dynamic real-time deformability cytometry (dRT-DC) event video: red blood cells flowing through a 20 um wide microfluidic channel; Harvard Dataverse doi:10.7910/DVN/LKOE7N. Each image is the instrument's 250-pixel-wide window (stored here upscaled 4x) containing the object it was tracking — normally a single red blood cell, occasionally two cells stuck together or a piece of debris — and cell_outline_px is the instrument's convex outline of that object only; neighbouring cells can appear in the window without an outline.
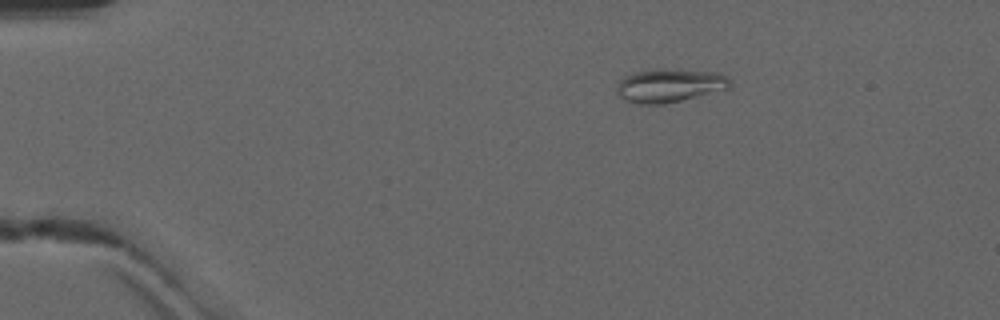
{"species": "common noctule bat (a hibernating species)", "species_latin": "Nyctalus noctula", "temperature_condition": "warm", "stored_images_in_passage": 50, "camera_frame_rate_fps": 3000, "um_per_image_px": 0.085, "animal": {"sex": "male", "forearm_length_mm": 52.5}, "frame": {"image": 1, "passage_image": 9, "time_ms": 2.667, "image_size_px": [1000, 320], "cell_outline_px": [[732, 84], [728, 88], [664, 104], [640, 104], [624, 100], [616, 92], [616, 88], [620, 80], [624, 76], [636, 72], [664, 68], [716, 72], [728, 76], [732, 80]], "centroid_in_image_um": [56.91, 7.25], "position_along_channel_um": 28.1, "area_um2": 22.02}}
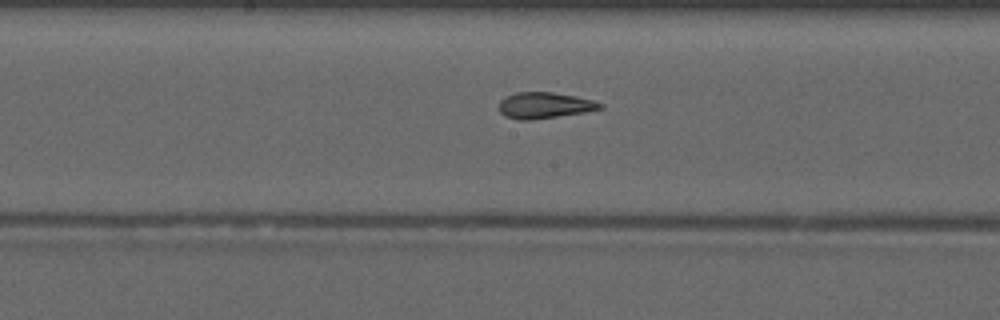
{"frame": {"image": 2, "passage_image": 27, "time_ms": 8.667, "image_size_px": [1000, 320], "cell_outline_px": [[604, 108], [584, 112], [532, 120], [520, 120], [504, 116], [500, 112], [500, 100], [504, 96], [516, 92], [552, 92], [576, 96], [592, 100], [604, 104]], "centroid_in_image_um": [46.27, 8.95], "position_along_channel_um": 201.9, "area_um2": 15.43}}
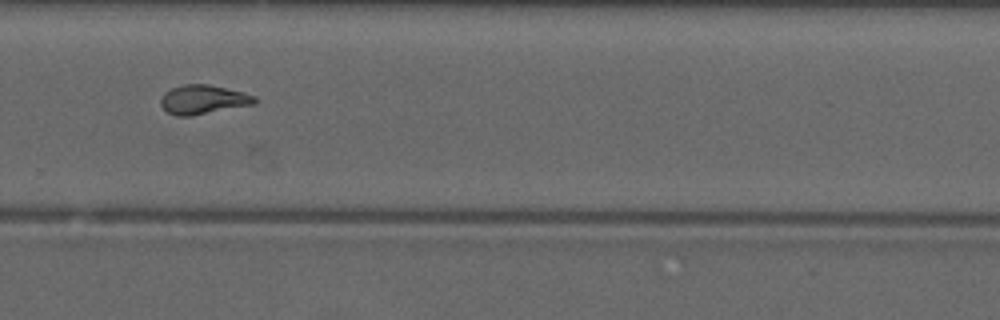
{"frame": {"image": 3, "passage_image": 35, "time_ms": 11.333, "image_size_px": [1000, 320], "cell_outline_px": [[256, 104], [188, 116], [176, 116], [168, 112], [160, 104], [160, 100], [164, 92], [172, 88], [184, 84], [208, 84], [244, 92], [256, 96]], "centroid_in_image_um": [17.27, 8.45], "position_along_channel_um": 312.5, "area_um2": 15.9}, "authors_computed_cell_mechanics": {"area_um2": 15.895, "velocity_mm_per_s": 4.1752, "shape_relaxation_time_tau1_ms": null, "shape_relaxation_time_tau2_ms": 1.3851, "deformation_change_tau1": null, "deformation_change_tau2": 0.0717}}